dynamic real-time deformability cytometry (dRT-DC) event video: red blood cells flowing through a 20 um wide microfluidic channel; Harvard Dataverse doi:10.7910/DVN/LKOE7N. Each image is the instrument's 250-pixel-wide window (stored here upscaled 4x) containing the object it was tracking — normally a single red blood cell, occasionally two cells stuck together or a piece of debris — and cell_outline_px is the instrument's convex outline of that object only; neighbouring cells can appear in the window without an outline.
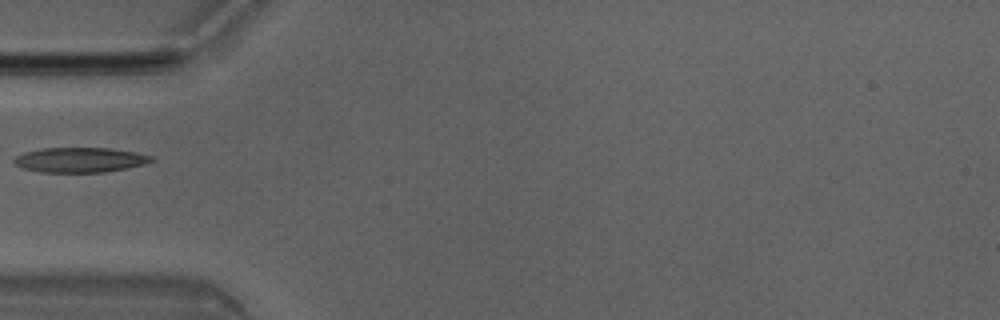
{"species": "Egyptian fruit bat (a non-hibernating species)", "species_latin": "Rousettus aegyptiacus", "temperature_condition": "room temperature", "stored_images_in_passage": 3, "camera_frame_rate_fps": 3000, "um_per_image_px": 0.085, "animal": {"sex": "male"}, "frame": {"image": 1, "passage_image": 2, "time_ms": 0.333, "image_size_px": [1000, 320], "cell_outline_px": [[156, 160], [144, 164], [128, 168], [104, 172], [40, 172], [24, 168], [16, 164], [12, 160], [16, 156], [24, 152], [44, 148], [112, 148], [136, 152], [156, 156]], "centroid_in_image_um": [6.87, 13.58], "position_along_channel_um": 78.1, "area_um2": 20.06}}